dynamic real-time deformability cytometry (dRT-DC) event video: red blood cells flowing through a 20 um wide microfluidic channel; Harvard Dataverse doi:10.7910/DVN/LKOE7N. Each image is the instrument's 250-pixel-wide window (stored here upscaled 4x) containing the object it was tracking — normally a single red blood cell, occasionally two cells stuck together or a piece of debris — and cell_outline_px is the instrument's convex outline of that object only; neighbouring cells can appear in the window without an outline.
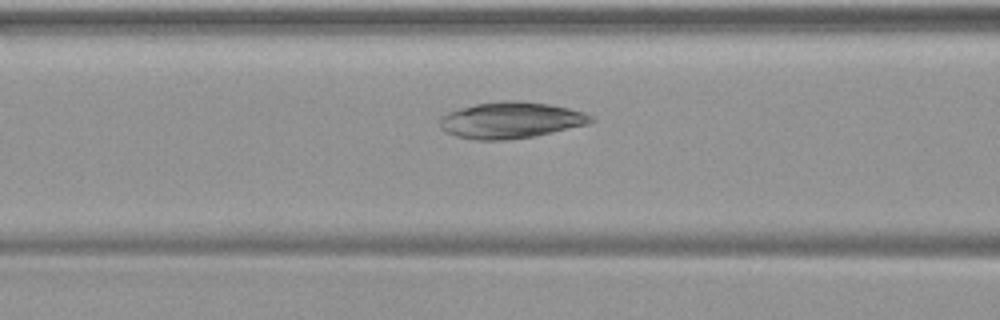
{"species": "common noctule bat (a hibernating species)", "species_latin": "Nyctalus noctula", "temperature_condition": "warm", "stored_images_in_passage": 47, "camera_frame_rate_fps": 3000, "um_per_image_px": 0.085, "animal": {"sex": "female", "body_mass_g": 19.9}, "frame": {"image": 1, "passage_image": 18, "time_ms": 5.667, "image_size_px": [1000, 320], "cell_outline_px": [[596, 120], [588, 124], [552, 132], [532, 136], [504, 140], [476, 140], [456, 136], [444, 132], [440, 128], [440, 116], [448, 112], [460, 108], [476, 104], [500, 100], [516, 100], [548, 104], [568, 108], [584, 112], [592, 116]], "centroid_in_image_um": [43.39, 10.21], "position_along_channel_um": 123.2, "area_um2": 32.02}}
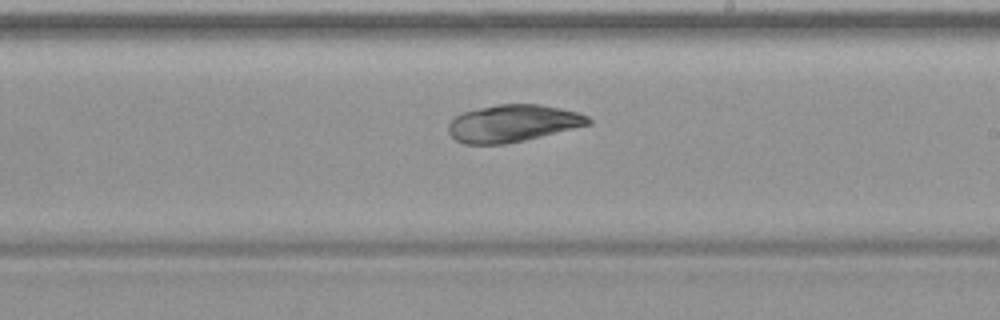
{"frame": {"image": 2, "passage_image": 27, "time_ms": 8.667, "image_size_px": [1000, 320], "cell_outline_px": [[592, 124], [524, 140], [504, 144], [464, 144], [456, 140], [448, 132], [448, 124], [456, 116], [464, 112], [480, 108], [500, 104], [540, 104], [560, 108], [576, 112], [588, 116], [592, 120]], "centroid_in_image_um": [43.6, 10.48], "position_along_channel_um": 245.4, "area_um2": 30.11}}
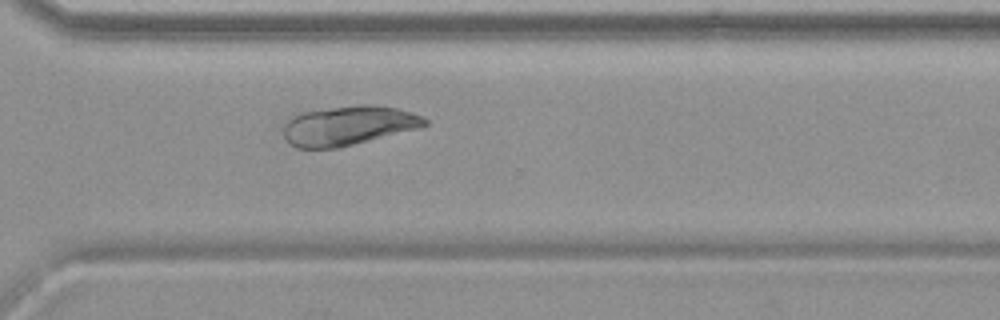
{"frame": {"image": 3, "passage_image": 34, "time_ms": 11.0, "image_size_px": [1000, 320], "cell_outline_px": [[428, 124], [420, 128], [336, 148], [296, 148], [288, 144], [284, 136], [284, 124], [292, 116], [300, 112], [356, 104], [376, 104], [396, 108], [412, 112], [424, 116], [428, 120]], "centroid_in_image_um": [29.61, 10.66], "position_along_channel_um": 341.0, "area_um2": 32.71}}